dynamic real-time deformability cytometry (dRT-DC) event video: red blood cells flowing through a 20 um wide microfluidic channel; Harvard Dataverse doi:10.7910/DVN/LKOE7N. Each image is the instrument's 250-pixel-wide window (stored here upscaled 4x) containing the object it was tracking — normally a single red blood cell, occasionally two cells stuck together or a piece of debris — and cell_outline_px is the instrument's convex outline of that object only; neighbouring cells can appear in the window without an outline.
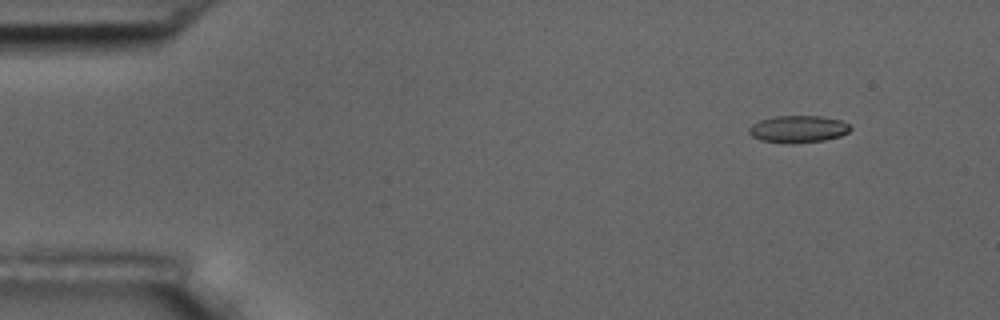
{"species": "common noctule bat (a hibernating species)", "species_latin": "Nyctalus noctula", "temperature_condition": "room temperature", "stored_images_in_passage": 4, "camera_frame_rate_fps": 3000, "um_per_image_px": 0.085, "animal": {"sex": "male", "body_mass_g": 17.5, "forearm_length_mm": 52.3}, "frame": {"image": 1, "passage_image": 2, "time_ms": 1.0, "image_size_px": [1000, 320], "cell_outline_px": [[852, 128], [848, 132], [840, 136], [824, 140], [792, 144], [788, 144], [760, 140], [752, 136], [748, 132], [748, 128], [752, 124], [760, 120], [776, 116], [820, 116], [840, 120], [848, 124]], "centroid_in_image_um": [67.82, 10.98], "position_along_channel_um": 17.2, "area_um2": 16.07}}
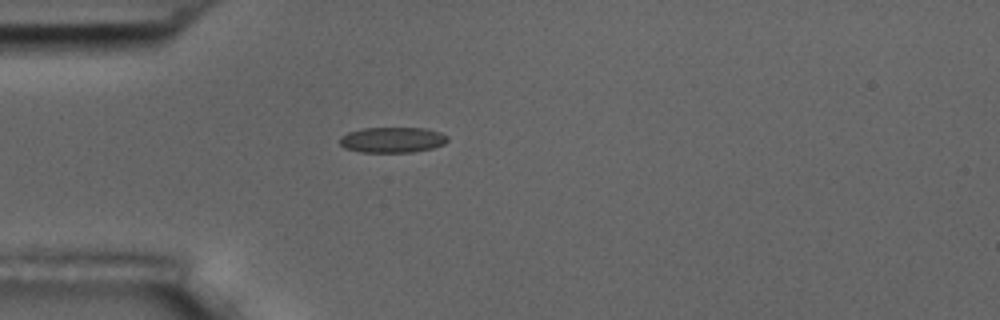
{"frame": {"image": 2, "passage_image": 4, "time_ms": 4.333, "image_size_px": [1000, 320], "cell_outline_px": [[448, 140], [444, 144], [432, 148], [412, 152], [360, 152], [344, 148], [340, 144], [340, 136], [348, 132], [364, 128], [428, 128], [440, 132], [448, 136]], "centroid_in_image_um": [33.35, 11.88], "position_along_channel_um": 51.6, "area_um2": 16.13}}